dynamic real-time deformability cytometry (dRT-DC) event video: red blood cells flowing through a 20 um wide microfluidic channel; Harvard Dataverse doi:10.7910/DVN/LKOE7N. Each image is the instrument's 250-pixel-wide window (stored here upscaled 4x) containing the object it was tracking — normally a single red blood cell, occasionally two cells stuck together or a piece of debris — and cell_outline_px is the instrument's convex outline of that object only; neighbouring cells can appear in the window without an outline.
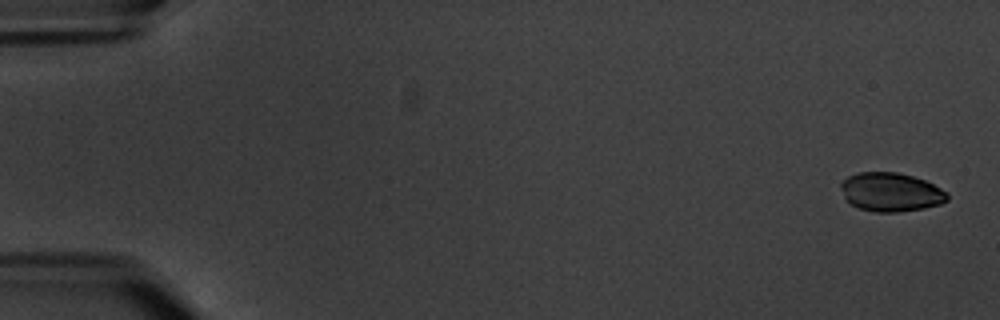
{"species": "common noctule bat (a hibernating species)", "species_latin": "Nyctalus noctula", "temperature_condition": "warm", "stored_images_in_passage": 5, "camera_frame_rate_fps": 3000, "um_per_image_px": 0.085, "animal": {"sex": "male", "body_mass_g": 20.1, "forearm_length_mm": 53.5}, "frame": {"image": 1, "passage_image": 1, "time_ms": 0.0, "image_size_px": [1000, 320], "cell_outline_px": [[948, 200], [940, 204], [924, 208], [900, 212], [876, 212], [860, 208], [848, 204], [840, 188], [840, 184], [848, 176], [856, 172], [896, 172], [912, 176], [924, 180], [948, 192]], "centroid_in_image_um": [75.7, 16.33], "position_along_channel_um": 9.3, "area_um2": 24.16}}
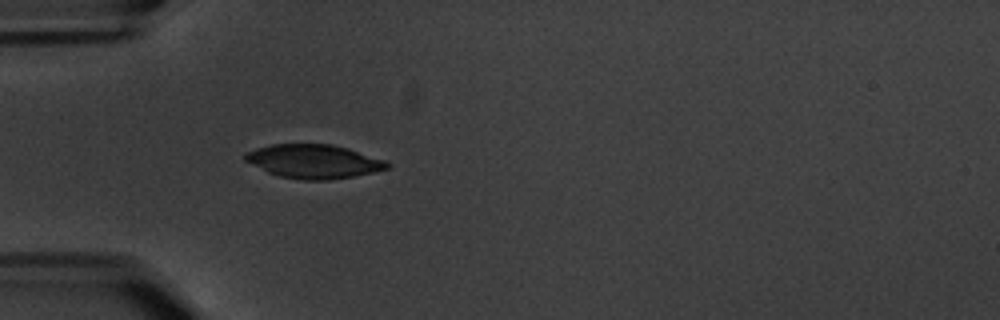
{"frame": {"image": 2, "passage_image": 5, "time_ms": 5.667, "image_size_px": [1000, 320], "cell_outline_px": [[392, 164], [388, 168], [372, 172], [352, 176], [328, 180], [304, 180], [280, 176], [268, 172], [244, 160], [244, 156], [248, 152], [256, 148], [272, 144], [332, 144], [348, 148], [384, 160]], "centroid_in_image_um": [26.67, 13.71], "position_along_channel_um": 58.3, "area_um2": 27.69}}